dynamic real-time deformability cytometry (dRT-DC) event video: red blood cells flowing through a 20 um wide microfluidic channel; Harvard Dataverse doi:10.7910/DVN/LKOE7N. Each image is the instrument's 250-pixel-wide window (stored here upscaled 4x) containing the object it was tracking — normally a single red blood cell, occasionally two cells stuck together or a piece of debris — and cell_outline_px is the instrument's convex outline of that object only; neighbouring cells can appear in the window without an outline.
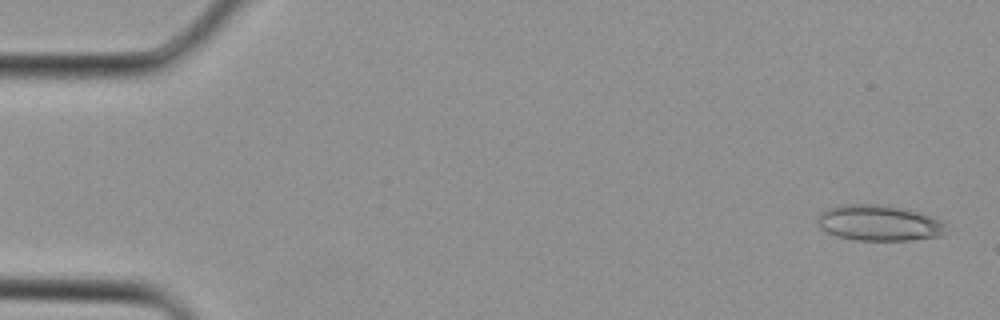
{"species": "Egyptian fruit bat (a non-hibernating species)", "species_latin": "Rousettus aegyptiacus", "temperature_condition": "cold", "stored_images_in_passage": 4, "camera_frame_rate_fps": 3000, "um_per_image_px": 0.085, "animal": {"sex": "female"}, "frame": {"image": 1, "passage_image": 1, "time_ms": 0.0, "image_size_px": [1000, 320], "cell_outline_px": [[948, 224], [944, 232], [940, 236], [912, 240], [856, 240], [836, 236], [820, 228], [816, 220], [820, 212], [828, 208], [840, 204], [880, 204], [904, 208], [940, 220]], "centroid_in_image_um": [74.68, 18.95], "position_along_channel_um": 10.3, "area_um2": 26.88}}